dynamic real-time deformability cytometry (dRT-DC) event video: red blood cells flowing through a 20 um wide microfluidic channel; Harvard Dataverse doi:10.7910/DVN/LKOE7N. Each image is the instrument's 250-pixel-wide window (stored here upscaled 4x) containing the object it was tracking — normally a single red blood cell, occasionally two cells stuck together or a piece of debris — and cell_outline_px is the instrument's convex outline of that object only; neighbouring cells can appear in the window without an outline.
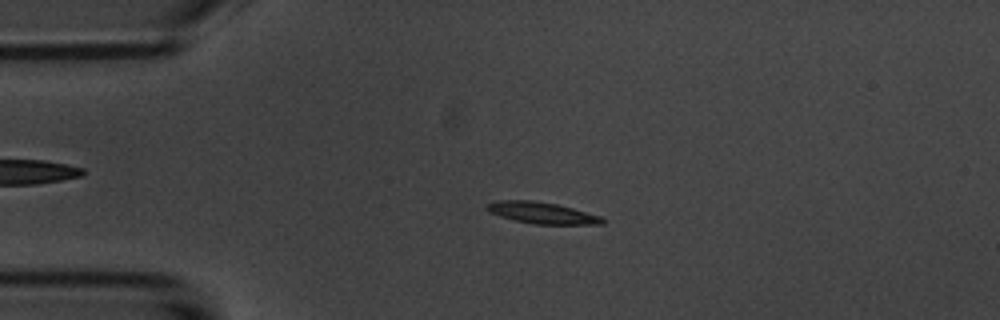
{"species": "common noctule bat (a hibernating species)", "species_latin": "Nyctalus noctula", "temperature_condition": "room temperature", "stored_images_in_passage": 4, "camera_frame_rate_fps": 3000, "um_per_image_px": 0.085, "animal": {"sex": "male", "body_mass_g": 20.1, "forearm_length_mm": 53.5}, "frame": {"image": 1, "passage_image": 3, "time_ms": 2.333, "image_size_px": [1000, 320], "cell_outline_px": [[604, 224], [536, 224], [512, 220], [488, 212], [484, 208], [488, 204], [500, 200], [532, 200], [556, 204], [604, 216]], "centroid_in_image_um": [46.08, 18.1], "position_along_channel_um": 38.9, "area_um2": 14.51}}